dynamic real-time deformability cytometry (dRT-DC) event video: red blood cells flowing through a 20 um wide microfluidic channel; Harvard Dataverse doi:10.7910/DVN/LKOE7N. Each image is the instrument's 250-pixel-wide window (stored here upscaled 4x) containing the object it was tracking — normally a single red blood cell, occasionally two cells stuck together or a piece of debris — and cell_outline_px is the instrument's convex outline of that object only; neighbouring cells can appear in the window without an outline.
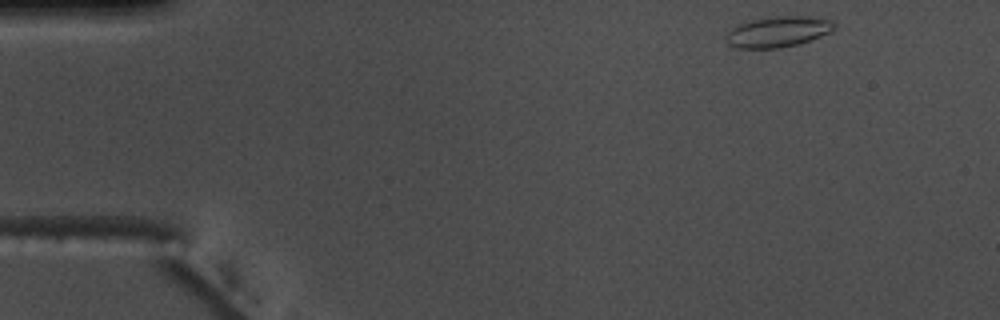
{"species": "common noctule bat (a hibernating species)", "species_latin": "Nyctalus noctula", "temperature_condition": "warm", "stored_images_in_passage": 49, "camera_frame_rate_fps": 3000, "um_per_image_px": 0.085, "animal": {"sex": "male", "body_mass_g": 17.5, "forearm_length_mm": 52.3}, "frame": {"image": 1, "passage_image": 1, "time_ms": 0.0, "image_size_px": [1000, 320], "cell_outline_px": [[836, 28], [832, 32], [796, 44], [780, 48], [736, 48], [728, 44], [724, 36], [736, 24], [768, 16], [812, 16], [836, 20]], "centroid_in_image_um": [66.15, 2.67], "position_along_channel_um": 18.8, "area_um2": 19.71}}
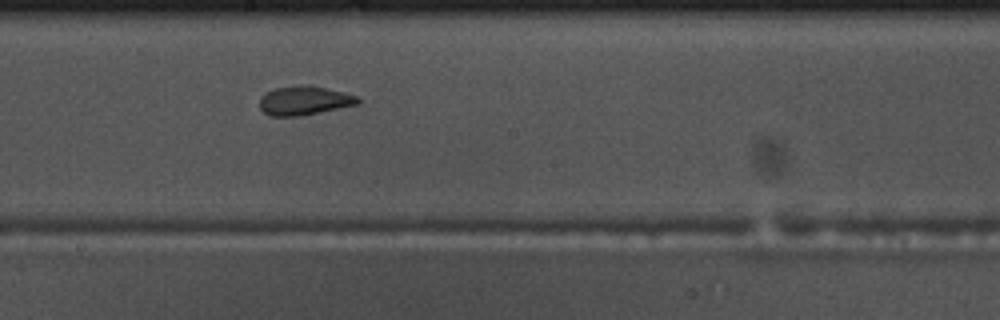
{"frame": {"image": 2, "passage_image": 25, "time_ms": 8.0, "image_size_px": [1000, 320], "cell_outline_px": [[360, 104], [304, 116], [268, 116], [260, 108], [260, 96], [276, 88], [300, 84], [308, 84], [344, 92], [356, 96], [360, 100]], "centroid_in_image_um": [25.88, 8.55], "position_along_channel_um": 222.3, "area_um2": 16.88}}
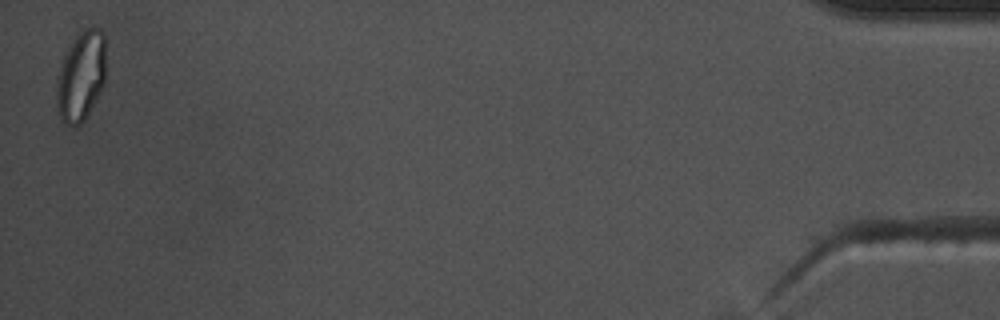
{"frame": {"image": 3, "passage_image": 49, "time_ms": 16.0, "image_size_px": [1000, 320], "cell_outline_px": [[104, 84], [96, 100], [84, 120], [80, 124], [64, 124], [60, 120], [56, 108], [56, 76], [64, 56], [80, 32], [84, 28], [100, 28], [104, 32]], "centroid_in_image_um": [6.86, 6.51], "position_along_channel_um": 428.3, "area_um2": 25.66}, "authors_computed_cell_mechanics": {"area_um2": 17.051, "velocity_mm_per_s": 3.73, "shape_relaxation_time_tau1_ms": 11.1272, "shape_relaxation_time_tau2_ms": 1.2631, "deformation_change_tau1": 0.232, "deformation_change_tau2": 0.0577}}